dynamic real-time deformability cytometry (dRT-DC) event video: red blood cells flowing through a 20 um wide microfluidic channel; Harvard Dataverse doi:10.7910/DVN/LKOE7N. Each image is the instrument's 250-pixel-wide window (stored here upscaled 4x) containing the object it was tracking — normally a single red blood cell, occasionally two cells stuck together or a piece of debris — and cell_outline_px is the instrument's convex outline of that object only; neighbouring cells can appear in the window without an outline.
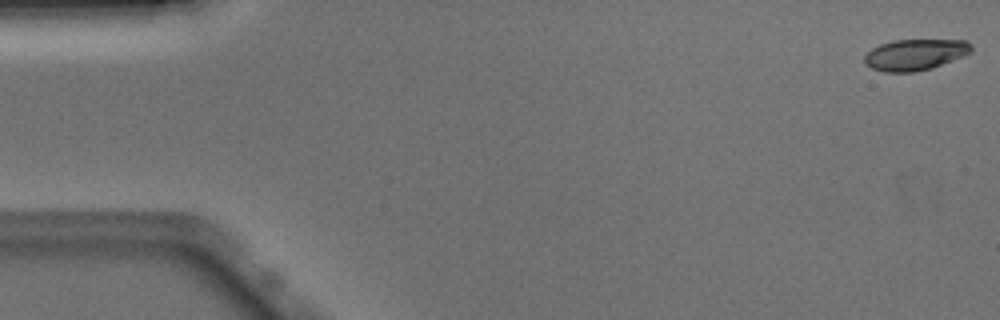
{"species": "Egyptian fruit bat (a non-hibernating species)", "species_latin": "Rousettus aegyptiacus", "temperature_condition": "warm", "stored_images_in_passage": 4, "camera_frame_rate_fps": 3000, "um_per_image_px": 0.085, "animal": {"sex": "male"}, "frame": {"image": 1, "passage_image": 1, "time_ms": 0.0, "image_size_px": [1000, 320], "cell_outline_px": [[972, 52], [932, 68], [912, 72], [884, 72], [872, 68], [864, 64], [864, 56], [872, 48], [880, 44], [892, 40], [964, 40], [972, 44]], "centroid_in_image_um": [77.76, 4.64], "position_along_channel_um": 7.2, "area_um2": 19.36}}